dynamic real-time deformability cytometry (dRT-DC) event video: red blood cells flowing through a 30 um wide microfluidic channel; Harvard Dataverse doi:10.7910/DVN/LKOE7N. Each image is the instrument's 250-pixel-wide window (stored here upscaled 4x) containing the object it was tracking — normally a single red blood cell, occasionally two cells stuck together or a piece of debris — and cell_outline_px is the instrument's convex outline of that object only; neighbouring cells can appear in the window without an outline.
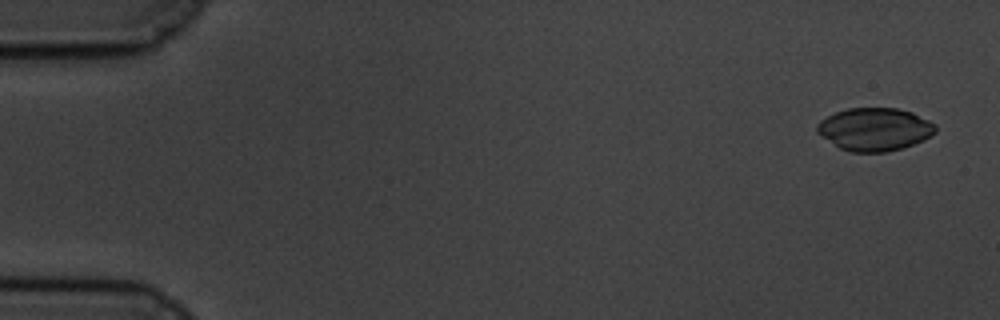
{"species": "common noctule bat (a hibernating species)", "species_latin": "Nyctalus noctula", "temperature_condition": "cold", "stored_images_in_passage": 59, "camera_frame_rate_fps": 3000, "um_per_image_px": 0.085, "animal": {"sex": "male", "body_mass_g": 19.5, "forearm_length_mm": 54.6}, "frame": {"image": 1, "passage_image": 3, "time_ms": 0.667, "image_size_px": [1000, 320], "cell_outline_px": [[936, 132], [924, 140], [900, 148], [884, 152], [848, 152], [840, 148], [816, 132], [816, 124], [820, 120], [836, 112], [848, 108], [896, 108], [912, 112], [936, 124]], "centroid_in_image_um": [74.34, 10.98], "position_along_channel_um": 10.7, "area_um2": 29.48}}
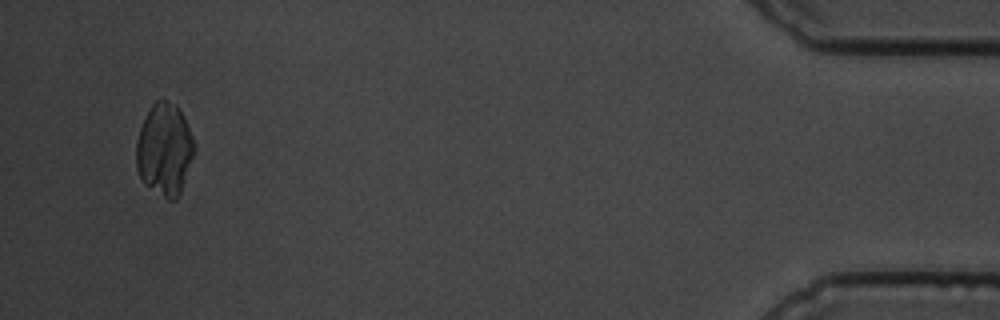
{"frame": {"image": 2, "passage_image": 57, "time_ms": 18.667, "image_size_px": [1000, 320], "cell_outline_px": [[196, 148], [180, 192], [176, 200], [168, 200], [144, 184], [136, 168], [136, 140], [140, 128], [152, 104], [156, 100], [164, 100], [176, 104], [184, 116], [196, 144]], "centroid_in_image_um": [13.99, 12.7], "position_along_channel_um": 421.2, "area_um2": 31.21}}